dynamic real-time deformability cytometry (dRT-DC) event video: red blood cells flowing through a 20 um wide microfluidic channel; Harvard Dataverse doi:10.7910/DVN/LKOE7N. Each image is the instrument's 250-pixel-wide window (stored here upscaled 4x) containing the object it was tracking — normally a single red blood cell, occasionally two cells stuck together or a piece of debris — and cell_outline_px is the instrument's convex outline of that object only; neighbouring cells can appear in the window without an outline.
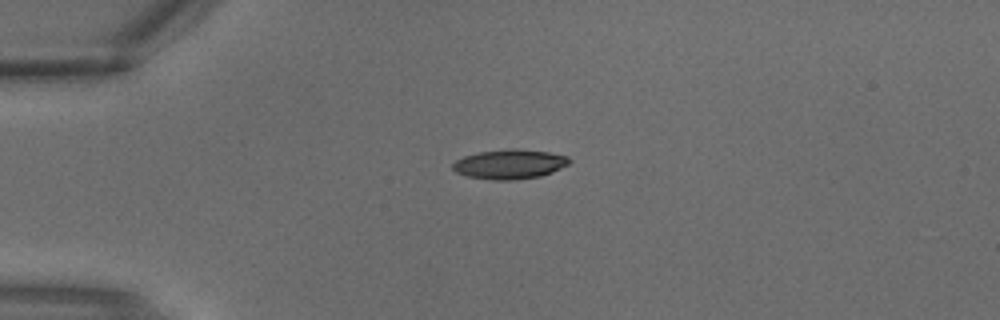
{"species": "common noctule bat (a hibernating species)", "species_latin": "Nyctalus noctula", "temperature_condition": "warm", "stored_images_in_passage": 1, "camera_frame_rate_fps": 3000, "um_per_image_px": 0.085, "animal": {"sex": "male", "body_mass_g": 18.8}, "frame": {"image": 1, "passage_image": 1, "time_ms": 0.0, "image_size_px": [1000, 320], "cell_outline_px": [[572, 160], [568, 164], [552, 172], [540, 176], [512, 180], [492, 180], [468, 176], [456, 172], [452, 168], [452, 164], [456, 160], [464, 156], [480, 152], [512, 148], [516, 148], [548, 152], [568, 156]], "centroid_in_image_um": [43.33, 13.95], "position_along_channel_um": 41.7, "area_um2": 20.0}}